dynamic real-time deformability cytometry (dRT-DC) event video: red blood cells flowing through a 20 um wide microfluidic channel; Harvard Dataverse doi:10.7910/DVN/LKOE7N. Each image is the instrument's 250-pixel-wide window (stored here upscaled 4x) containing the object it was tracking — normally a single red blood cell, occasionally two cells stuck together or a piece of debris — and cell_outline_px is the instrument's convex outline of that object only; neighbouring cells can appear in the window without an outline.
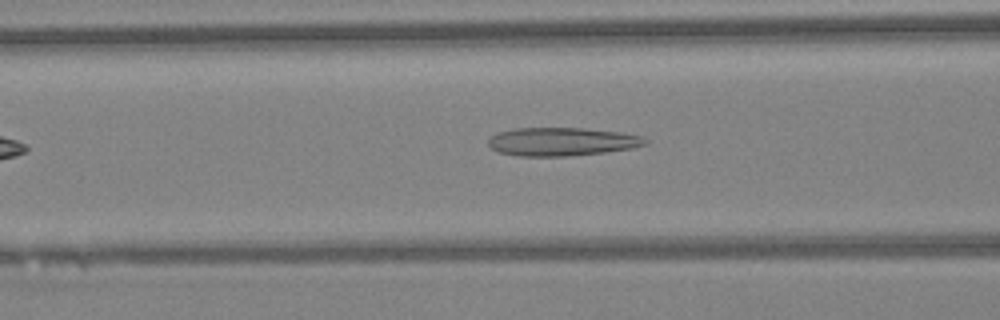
{"species": "Egyptian fruit bat (a non-hibernating species)", "species_latin": "Rousettus aegyptiacus", "temperature_condition": "warm", "stored_images_in_passage": 32, "camera_frame_rate_fps": 3000, "um_per_image_px": 0.085, "animal": {"sex": "female"}, "frame": {"image": 1, "passage_image": 4, "time_ms": 1.0, "image_size_px": [1000, 320], "cell_outline_px": [[648, 144], [632, 148], [604, 152], [568, 156], [520, 156], [496, 152], [488, 144], [488, 140], [496, 132], [512, 128], [584, 128], [620, 132], [640, 136], [648, 140]], "centroid_in_image_um": [47.72, 12.04], "position_along_channel_um": 118.9, "area_um2": 26.01}}
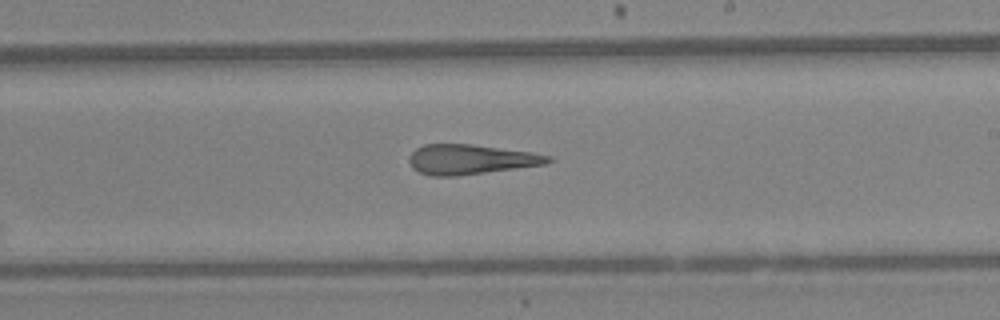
{"frame": {"image": 2, "passage_image": 13, "time_ms": 4.0, "image_size_px": [1000, 320], "cell_outline_px": [[552, 160], [544, 164], [516, 168], [456, 176], [432, 176], [420, 172], [412, 168], [408, 160], [408, 156], [416, 148], [424, 144], [472, 144], [532, 152], [552, 156]], "centroid_in_image_um": [39.97, 13.54], "position_along_channel_um": 249.0, "area_um2": 24.1}}
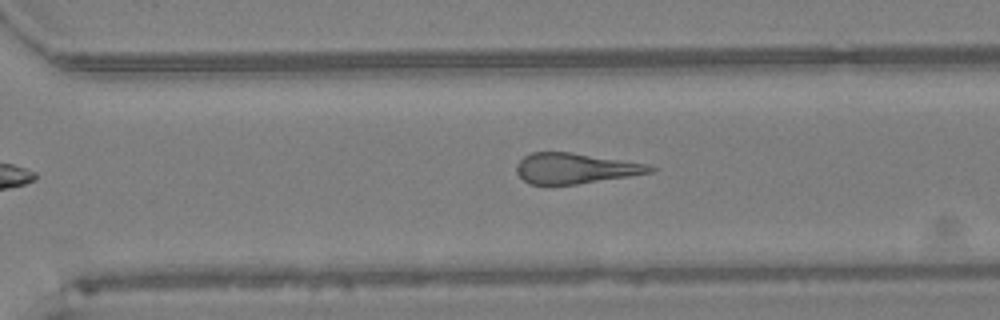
{"frame": {"image": 3, "passage_image": 18, "time_ms": 5.667, "image_size_px": [1000, 320], "cell_outline_px": [[656, 168], [652, 172], [628, 176], [576, 184], [528, 184], [516, 172], [516, 164], [524, 156], [532, 152], [572, 152], [648, 164]], "centroid_in_image_um": [48.86, 14.3], "position_along_channel_um": 321.7, "area_um2": 23.52}}